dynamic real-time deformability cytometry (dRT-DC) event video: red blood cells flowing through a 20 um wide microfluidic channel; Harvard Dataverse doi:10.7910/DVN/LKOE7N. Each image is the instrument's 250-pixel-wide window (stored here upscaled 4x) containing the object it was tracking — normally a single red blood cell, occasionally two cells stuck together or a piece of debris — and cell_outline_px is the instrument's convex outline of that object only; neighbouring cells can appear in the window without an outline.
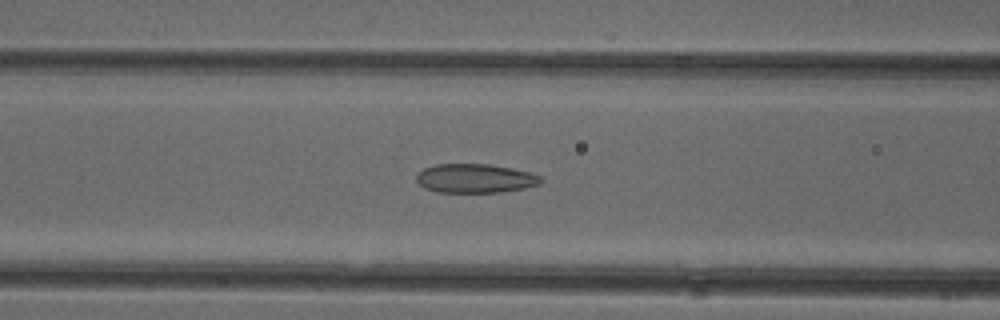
{"species": "common noctule bat (a hibernating species)", "species_latin": "Nyctalus noctula", "temperature_condition": "cold", "stored_images_in_passage": 51, "camera_frame_rate_fps": 3000, "um_per_image_px": 0.085, "animal": {"sex": "female"}, "frame": {"image": 1, "passage_image": 20, "time_ms": 6.333, "image_size_px": [1000, 320], "cell_outline_px": [[544, 180], [540, 184], [524, 188], [504, 192], [436, 192], [424, 188], [416, 180], [416, 176], [424, 168], [436, 164], [488, 164], [512, 168], [528, 172], [540, 176]], "centroid_in_image_um": [40.39, 15.17], "position_along_channel_um": 126.2, "area_um2": 21.04}}
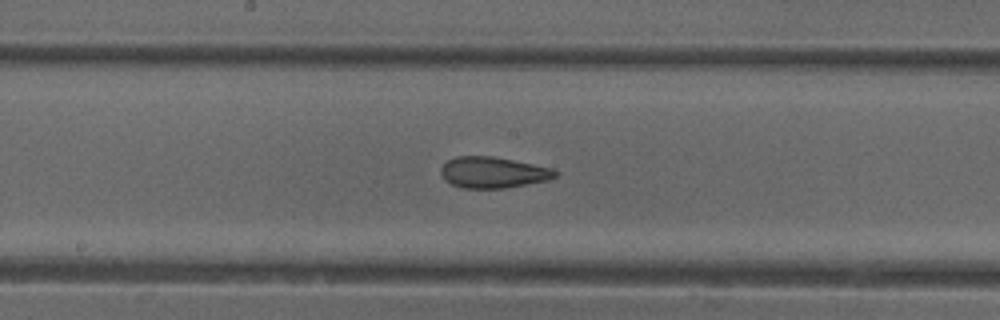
{"frame": {"image": 2, "passage_image": 26, "time_ms": 8.333, "image_size_px": [1000, 320], "cell_outline_px": [[560, 172], [556, 176], [548, 180], [504, 188], [464, 188], [452, 184], [444, 180], [440, 172], [440, 168], [448, 160], [456, 156], [492, 156], [552, 168]], "centroid_in_image_um": [41.89, 14.65], "position_along_channel_um": 206.3, "area_um2": 20.63}}
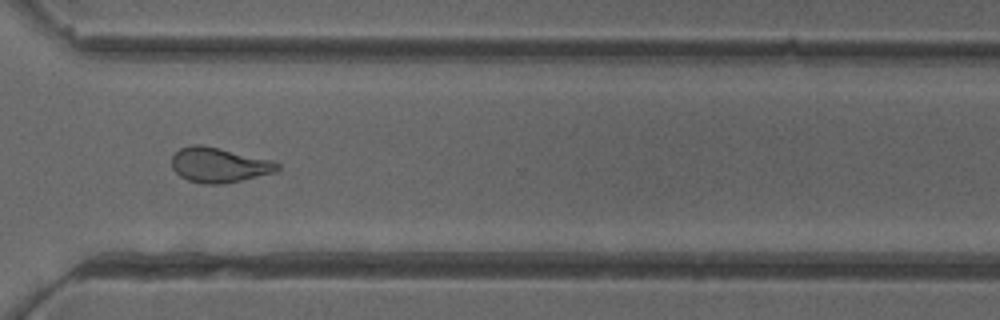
{"frame": {"image": 3, "passage_image": 37, "time_ms": 12.0, "image_size_px": [1000, 320], "cell_outline_px": [[280, 168], [276, 172], [224, 184], [204, 184], [188, 180], [180, 176], [172, 168], [172, 156], [180, 148], [192, 144], [200, 144], [220, 148], [272, 160], [280, 164]], "centroid_in_image_um": [18.62, 14.02], "position_along_channel_um": 352.0, "area_um2": 21.56}, "authors_computed_cell_mechanics": {"area_um2": 22.0218, "velocity_mm_per_s": 3.9863, "shape_relaxation_time_tau1_ms": null, "shape_relaxation_time_tau2_ms": 1.7299, "deformation_change_tau1": null, "deformation_change_tau2": 0.0852}}